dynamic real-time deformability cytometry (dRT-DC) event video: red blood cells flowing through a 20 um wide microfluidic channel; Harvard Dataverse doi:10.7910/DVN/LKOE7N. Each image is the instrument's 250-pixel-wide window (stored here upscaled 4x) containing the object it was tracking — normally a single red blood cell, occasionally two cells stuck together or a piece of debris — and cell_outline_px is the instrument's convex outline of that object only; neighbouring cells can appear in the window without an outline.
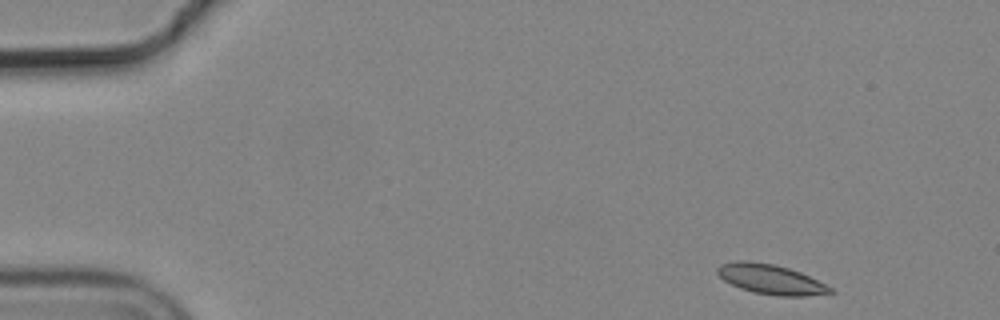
{"species": "common noctule bat (a hibernating species)", "species_latin": "Nyctalus noctula", "temperature_condition": "cold", "stored_images_in_passage": 4, "camera_frame_rate_fps": 3000, "um_per_image_px": 0.085, "animal": {"sex": "male", "body_mass_g": 19.2, "forearm_length_mm": 51.8}, "frame": {"image": 1, "passage_image": 1, "time_ms": 0.0, "image_size_px": [1000, 320], "cell_outline_px": [[836, 292], [804, 296], [780, 296], [752, 292], [740, 288], [724, 280], [716, 272], [716, 268], [720, 264], [736, 260], [748, 260], [772, 264], [788, 268], [800, 272], [832, 288]], "centroid_in_image_um": [65.47, 23.73], "position_along_channel_um": 19.5, "area_um2": 19.48}}
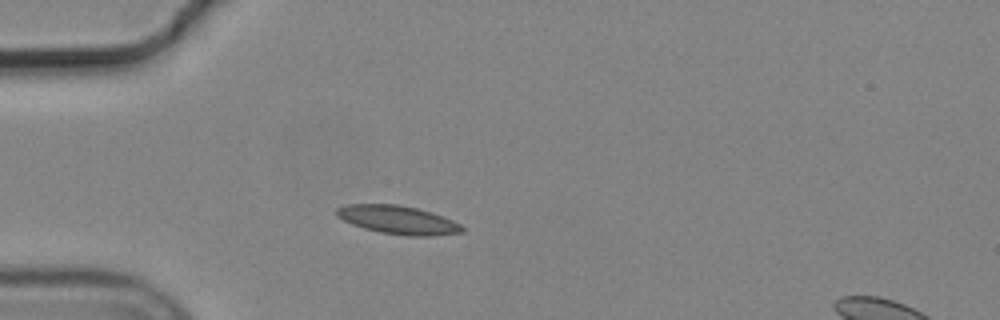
{"frame": {"image": 2, "passage_image": 4, "time_ms": 1.0, "image_size_px": [1000, 320], "cell_outline_px": [[464, 232], [432, 236], [408, 236], [380, 232], [364, 228], [352, 224], [336, 216], [336, 208], [348, 204], [396, 204], [416, 208], [432, 212], [452, 220], [460, 224], [464, 228]], "centroid_in_image_um": [33.83, 18.69], "position_along_channel_um": 51.2, "area_um2": 20.75}}